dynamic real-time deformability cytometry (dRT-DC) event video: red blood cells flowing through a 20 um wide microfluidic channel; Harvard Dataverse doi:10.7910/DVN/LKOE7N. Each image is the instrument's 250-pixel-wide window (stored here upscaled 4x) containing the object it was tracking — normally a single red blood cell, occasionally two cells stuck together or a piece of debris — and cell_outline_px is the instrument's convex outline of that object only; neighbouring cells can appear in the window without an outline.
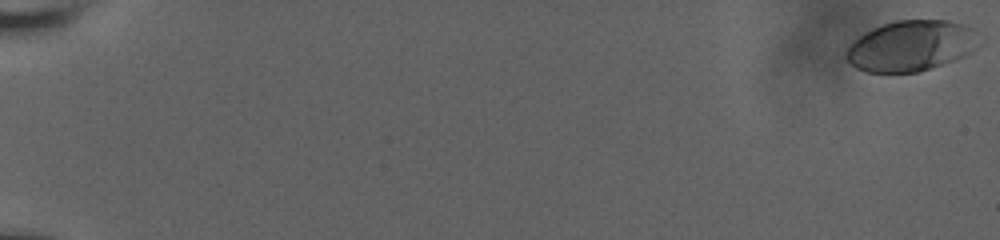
{"species": "human", "species_latin": "Homo sapiens", "temperature_condition": "room temperature", "stored_images_in_passage": 50, "camera_frame_rate_fps": 3000, "um_per_image_px": 0.085, "donor": {"sex": "male"}, "frame": {"image": 1, "passage_image": 1, "time_ms": 0.0, "image_size_px": [1000, 240], "cell_outline_px": [[976, 28], [968, 52], [964, 56], [956, 60], [932, 68], [916, 72], [868, 72], [856, 68], [844, 56], [848, 48], [864, 32], [872, 28], [896, 20], [948, 20], [968, 24]], "centroid_in_image_um": [77.39, 3.89], "position_along_channel_um": 7.6, "area_um2": 38.61}}
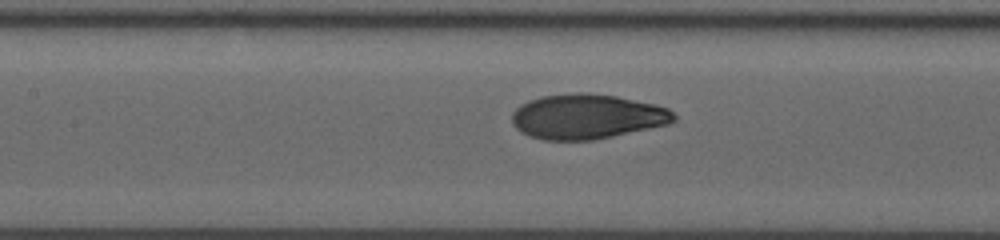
{"frame": {"image": 2, "passage_image": 27, "time_ms": 10.0, "image_size_px": [1000, 240], "cell_outline_px": [[676, 120], [668, 124], [612, 136], [592, 140], [544, 140], [528, 136], [520, 132], [512, 124], [512, 112], [520, 104], [528, 100], [540, 96], [580, 92], [588, 92], [616, 96], [652, 104], [668, 108], [676, 116]], "centroid_in_image_um": [49.84, 9.9], "position_along_channel_um": 157.6, "area_um2": 42.37}}
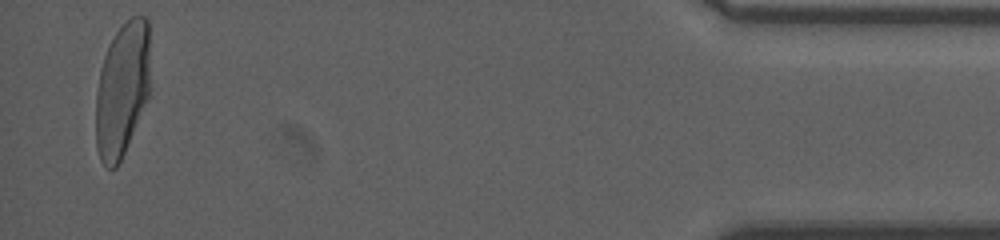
{"frame": {"image": 3, "passage_image": 50, "time_ms": 19.0, "image_size_px": [1000, 240], "cell_outline_px": [[148, 100], [124, 152], [116, 168], [108, 168], [100, 160], [96, 148], [96, 92], [100, 68], [104, 56], [116, 32], [132, 16], [148, 16]], "centroid_in_image_um": [10.37, 7.63], "position_along_channel_um": 424.8, "area_um2": 42.19}, "authors_computed_cell_mechanics": {"area_um2": 41.5582, "velocity_mm_per_s": 3.7777, "shape_relaxation_time_tau1_ms": 5.8208, "shape_relaxation_time_tau2_ms": null, "deformation_change_tau1": 0.2225, "deformation_change_tau2": null}}